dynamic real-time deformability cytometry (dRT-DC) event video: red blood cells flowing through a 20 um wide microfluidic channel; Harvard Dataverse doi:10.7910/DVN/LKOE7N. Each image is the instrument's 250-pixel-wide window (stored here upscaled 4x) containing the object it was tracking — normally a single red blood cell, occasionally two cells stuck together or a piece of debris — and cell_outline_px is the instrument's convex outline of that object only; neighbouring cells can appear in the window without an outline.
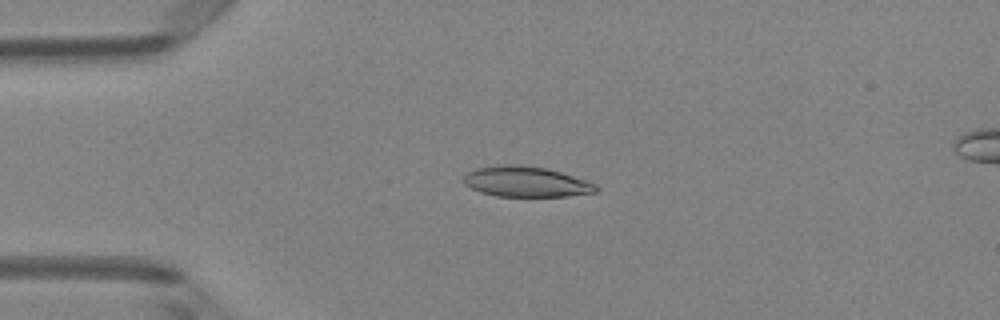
{"species": "Egyptian fruit bat (a non-hibernating species)", "species_latin": "Rousettus aegyptiacus", "temperature_condition": "room temperature", "stored_images_in_passage": 48, "camera_frame_rate_fps": 3000, "um_per_image_px": 0.085, "animal": {"sex": "female"}, "frame": {"image": 1, "passage_image": 11, "time_ms": 3.333, "image_size_px": [1000, 320], "cell_outline_px": [[600, 188], [596, 192], [568, 196], [496, 196], [480, 192], [464, 184], [464, 176], [468, 172], [476, 168], [500, 164], [520, 164], [548, 168], [588, 180], [596, 184]], "centroid_in_image_um": [44.75, 15.43], "position_along_channel_um": 40.3, "area_um2": 23.76}}
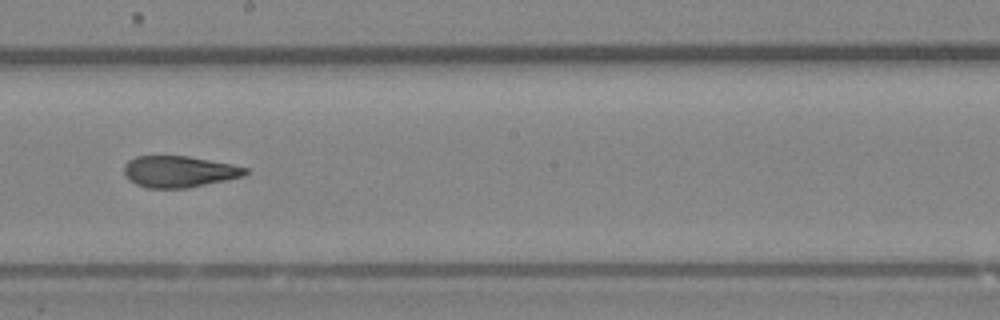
{"frame": {"image": 2, "passage_image": 27, "time_ms": 8.667, "image_size_px": [1000, 320], "cell_outline_px": [[248, 172], [244, 176], [188, 188], [148, 188], [136, 184], [128, 180], [124, 172], [124, 164], [128, 160], [136, 156], [188, 156], [232, 164], [248, 168]], "centroid_in_image_um": [15.21, 14.58], "position_along_channel_um": 233.0, "area_um2": 22.25}}
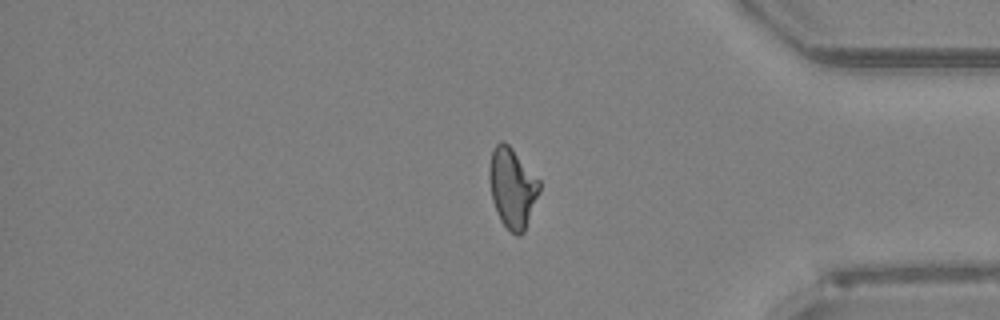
{"frame": {"image": 3, "passage_image": 40, "time_ms": 13.0, "image_size_px": [1000, 320], "cell_outline_px": [[540, 192], [524, 232], [520, 236], [516, 236], [500, 220], [496, 212], [492, 200], [488, 176], [488, 168], [492, 148], [500, 140], [504, 140], [512, 148], [540, 180]], "centroid_in_image_um": [43.53, 15.94], "position_along_channel_um": 391.7, "area_um2": 23.64}, "authors_computed_cell_mechanics": {"area_um2": 23.4957, "velocity_mm_per_s": 4.1454, "shape_relaxation_time_tau1_ms": 5.7452, "shape_relaxation_time_tau2_ms": 2.1079, "deformation_change_tau1": 0.1604, "deformation_change_tau2": 0.0964}}